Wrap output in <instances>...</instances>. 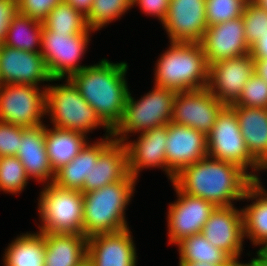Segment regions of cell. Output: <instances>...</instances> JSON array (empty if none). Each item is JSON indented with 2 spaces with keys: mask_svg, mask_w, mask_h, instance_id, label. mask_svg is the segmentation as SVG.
<instances>
[{
  "mask_svg": "<svg viewBox=\"0 0 267 266\" xmlns=\"http://www.w3.org/2000/svg\"><path fill=\"white\" fill-rule=\"evenodd\" d=\"M252 173L234 163L206 156L182 169L172 184L181 192L200 197L216 207L232 206L235 200H243L254 182Z\"/></svg>",
  "mask_w": 267,
  "mask_h": 266,
  "instance_id": "6da1fadb",
  "label": "cell"
},
{
  "mask_svg": "<svg viewBox=\"0 0 267 266\" xmlns=\"http://www.w3.org/2000/svg\"><path fill=\"white\" fill-rule=\"evenodd\" d=\"M127 69L126 62L111 63L102 59L69 78L111 130L121 121L128 97Z\"/></svg>",
  "mask_w": 267,
  "mask_h": 266,
  "instance_id": "7a4b0ae2",
  "label": "cell"
},
{
  "mask_svg": "<svg viewBox=\"0 0 267 266\" xmlns=\"http://www.w3.org/2000/svg\"><path fill=\"white\" fill-rule=\"evenodd\" d=\"M130 173L121 181L83 193V235L115 233L128 229L125 210L135 191Z\"/></svg>",
  "mask_w": 267,
  "mask_h": 266,
  "instance_id": "3957f363",
  "label": "cell"
},
{
  "mask_svg": "<svg viewBox=\"0 0 267 266\" xmlns=\"http://www.w3.org/2000/svg\"><path fill=\"white\" fill-rule=\"evenodd\" d=\"M155 68V86L175 92L207 87L209 65L200 43L170 42Z\"/></svg>",
  "mask_w": 267,
  "mask_h": 266,
  "instance_id": "277c9868",
  "label": "cell"
},
{
  "mask_svg": "<svg viewBox=\"0 0 267 266\" xmlns=\"http://www.w3.org/2000/svg\"><path fill=\"white\" fill-rule=\"evenodd\" d=\"M65 84L46 86V114L50 115L53 127L81 132L85 135L99 126L112 136V130L102 121L96 111L85 101L74 84L66 79Z\"/></svg>",
  "mask_w": 267,
  "mask_h": 266,
  "instance_id": "5b68a950",
  "label": "cell"
},
{
  "mask_svg": "<svg viewBox=\"0 0 267 266\" xmlns=\"http://www.w3.org/2000/svg\"><path fill=\"white\" fill-rule=\"evenodd\" d=\"M153 87L137 101L129 90L122 119L112 130L115 141L124 143L128 141L129 133H143L171 122L177 92L155 85Z\"/></svg>",
  "mask_w": 267,
  "mask_h": 266,
  "instance_id": "8992f818",
  "label": "cell"
},
{
  "mask_svg": "<svg viewBox=\"0 0 267 266\" xmlns=\"http://www.w3.org/2000/svg\"><path fill=\"white\" fill-rule=\"evenodd\" d=\"M38 199L39 232L83 234V193L46 184Z\"/></svg>",
  "mask_w": 267,
  "mask_h": 266,
  "instance_id": "52a82bcc",
  "label": "cell"
},
{
  "mask_svg": "<svg viewBox=\"0 0 267 266\" xmlns=\"http://www.w3.org/2000/svg\"><path fill=\"white\" fill-rule=\"evenodd\" d=\"M207 137V156L231 162L247 173L252 168L255 179L260 164L250 155L240 131L237 115L231 106H225L217 116L214 127Z\"/></svg>",
  "mask_w": 267,
  "mask_h": 266,
  "instance_id": "ba28073f",
  "label": "cell"
},
{
  "mask_svg": "<svg viewBox=\"0 0 267 266\" xmlns=\"http://www.w3.org/2000/svg\"><path fill=\"white\" fill-rule=\"evenodd\" d=\"M46 87L3 84L0 87V121L25 128L43 124L46 115Z\"/></svg>",
  "mask_w": 267,
  "mask_h": 266,
  "instance_id": "9c48e42d",
  "label": "cell"
},
{
  "mask_svg": "<svg viewBox=\"0 0 267 266\" xmlns=\"http://www.w3.org/2000/svg\"><path fill=\"white\" fill-rule=\"evenodd\" d=\"M89 35L55 33L42 26L41 55L52 79H69L86 65H79L84 56Z\"/></svg>",
  "mask_w": 267,
  "mask_h": 266,
  "instance_id": "30bf717a",
  "label": "cell"
},
{
  "mask_svg": "<svg viewBox=\"0 0 267 266\" xmlns=\"http://www.w3.org/2000/svg\"><path fill=\"white\" fill-rule=\"evenodd\" d=\"M224 107L207 88L177 92L171 122L192 127L207 136Z\"/></svg>",
  "mask_w": 267,
  "mask_h": 266,
  "instance_id": "8fae6325",
  "label": "cell"
},
{
  "mask_svg": "<svg viewBox=\"0 0 267 266\" xmlns=\"http://www.w3.org/2000/svg\"><path fill=\"white\" fill-rule=\"evenodd\" d=\"M254 73V59L245 56L217 61L209 66L207 89L225 106L234 105Z\"/></svg>",
  "mask_w": 267,
  "mask_h": 266,
  "instance_id": "7c38bea8",
  "label": "cell"
},
{
  "mask_svg": "<svg viewBox=\"0 0 267 266\" xmlns=\"http://www.w3.org/2000/svg\"><path fill=\"white\" fill-rule=\"evenodd\" d=\"M177 201L168 207L169 244H177L184 238L201 233L204 224L216 206L200 197L181 192L174 184Z\"/></svg>",
  "mask_w": 267,
  "mask_h": 266,
  "instance_id": "4fadbf2b",
  "label": "cell"
},
{
  "mask_svg": "<svg viewBox=\"0 0 267 266\" xmlns=\"http://www.w3.org/2000/svg\"><path fill=\"white\" fill-rule=\"evenodd\" d=\"M166 173L170 182L185 167L207 156V137L192 127L167 124Z\"/></svg>",
  "mask_w": 267,
  "mask_h": 266,
  "instance_id": "5bb4252c",
  "label": "cell"
},
{
  "mask_svg": "<svg viewBox=\"0 0 267 266\" xmlns=\"http://www.w3.org/2000/svg\"><path fill=\"white\" fill-rule=\"evenodd\" d=\"M206 0H170L166 19L162 22L169 42L200 43L208 24Z\"/></svg>",
  "mask_w": 267,
  "mask_h": 266,
  "instance_id": "9a60e30c",
  "label": "cell"
},
{
  "mask_svg": "<svg viewBox=\"0 0 267 266\" xmlns=\"http://www.w3.org/2000/svg\"><path fill=\"white\" fill-rule=\"evenodd\" d=\"M201 233L210 244L240 263L242 242L245 238L242 209L238 210L234 205L216 207L204 224Z\"/></svg>",
  "mask_w": 267,
  "mask_h": 266,
  "instance_id": "2e32d148",
  "label": "cell"
},
{
  "mask_svg": "<svg viewBox=\"0 0 267 266\" xmlns=\"http://www.w3.org/2000/svg\"><path fill=\"white\" fill-rule=\"evenodd\" d=\"M0 75L3 84L37 86L41 82L59 81L49 75L41 52H28L0 46Z\"/></svg>",
  "mask_w": 267,
  "mask_h": 266,
  "instance_id": "e0dca14e",
  "label": "cell"
},
{
  "mask_svg": "<svg viewBox=\"0 0 267 266\" xmlns=\"http://www.w3.org/2000/svg\"><path fill=\"white\" fill-rule=\"evenodd\" d=\"M200 44L209 66L220 60L245 56L250 52L242 16L208 26Z\"/></svg>",
  "mask_w": 267,
  "mask_h": 266,
  "instance_id": "ac0fdd59",
  "label": "cell"
},
{
  "mask_svg": "<svg viewBox=\"0 0 267 266\" xmlns=\"http://www.w3.org/2000/svg\"><path fill=\"white\" fill-rule=\"evenodd\" d=\"M136 254L129 228L88 237L87 261L92 266H136Z\"/></svg>",
  "mask_w": 267,
  "mask_h": 266,
  "instance_id": "d6986e66",
  "label": "cell"
},
{
  "mask_svg": "<svg viewBox=\"0 0 267 266\" xmlns=\"http://www.w3.org/2000/svg\"><path fill=\"white\" fill-rule=\"evenodd\" d=\"M167 124L140 133L137 141L124 142L128 152V171L136 180L143 168H163L166 173ZM142 168V169H141Z\"/></svg>",
  "mask_w": 267,
  "mask_h": 266,
  "instance_id": "ffe728a7",
  "label": "cell"
},
{
  "mask_svg": "<svg viewBox=\"0 0 267 266\" xmlns=\"http://www.w3.org/2000/svg\"><path fill=\"white\" fill-rule=\"evenodd\" d=\"M46 125L26 128L22 134L20 149L16 157L21 161L29 179L53 183V171L45 145Z\"/></svg>",
  "mask_w": 267,
  "mask_h": 266,
  "instance_id": "44dd1931",
  "label": "cell"
},
{
  "mask_svg": "<svg viewBox=\"0 0 267 266\" xmlns=\"http://www.w3.org/2000/svg\"><path fill=\"white\" fill-rule=\"evenodd\" d=\"M129 174L128 152L125 143L113 140L98 156L86 177L82 193L94 191L123 180Z\"/></svg>",
  "mask_w": 267,
  "mask_h": 266,
  "instance_id": "7402d4cb",
  "label": "cell"
},
{
  "mask_svg": "<svg viewBox=\"0 0 267 266\" xmlns=\"http://www.w3.org/2000/svg\"><path fill=\"white\" fill-rule=\"evenodd\" d=\"M101 141L86 145L77 156L55 172L53 184L62 189L81 191L86 177H90L92 166L96 165L99 154L114 140L106 136Z\"/></svg>",
  "mask_w": 267,
  "mask_h": 266,
  "instance_id": "603a6c76",
  "label": "cell"
},
{
  "mask_svg": "<svg viewBox=\"0 0 267 266\" xmlns=\"http://www.w3.org/2000/svg\"><path fill=\"white\" fill-rule=\"evenodd\" d=\"M40 233L45 239V266H81L87 260V236Z\"/></svg>",
  "mask_w": 267,
  "mask_h": 266,
  "instance_id": "cb8c5ba5",
  "label": "cell"
},
{
  "mask_svg": "<svg viewBox=\"0 0 267 266\" xmlns=\"http://www.w3.org/2000/svg\"><path fill=\"white\" fill-rule=\"evenodd\" d=\"M231 107L250 155L261 164L267 157V108Z\"/></svg>",
  "mask_w": 267,
  "mask_h": 266,
  "instance_id": "d4e9b609",
  "label": "cell"
},
{
  "mask_svg": "<svg viewBox=\"0 0 267 266\" xmlns=\"http://www.w3.org/2000/svg\"><path fill=\"white\" fill-rule=\"evenodd\" d=\"M254 199L252 204L242 209L244 237L253 245H262L257 253L267 245V190L262 187L257 175L247 189L243 200Z\"/></svg>",
  "mask_w": 267,
  "mask_h": 266,
  "instance_id": "484cf974",
  "label": "cell"
},
{
  "mask_svg": "<svg viewBox=\"0 0 267 266\" xmlns=\"http://www.w3.org/2000/svg\"><path fill=\"white\" fill-rule=\"evenodd\" d=\"M81 132L60 128H46L45 145L54 172L72 161L87 143Z\"/></svg>",
  "mask_w": 267,
  "mask_h": 266,
  "instance_id": "4316f807",
  "label": "cell"
},
{
  "mask_svg": "<svg viewBox=\"0 0 267 266\" xmlns=\"http://www.w3.org/2000/svg\"><path fill=\"white\" fill-rule=\"evenodd\" d=\"M6 250L4 266H45V239L39 231L18 236Z\"/></svg>",
  "mask_w": 267,
  "mask_h": 266,
  "instance_id": "83f0119b",
  "label": "cell"
},
{
  "mask_svg": "<svg viewBox=\"0 0 267 266\" xmlns=\"http://www.w3.org/2000/svg\"><path fill=\"white\" fill-rule=\"evenodd\" d=\"M179 248V260L189 262H204L215 265H240L234 261L226 252L213 246L198 233L182 239L176 244Z\"/></svg>",
  "mask_w": 267,
  "mask_h": 266,
  "instance_id": "f1b7e54d",
  "label": "cell"
},
{
  "mask_svg": "<svg viewBox=\"0 0 267 266\" xmlns=\"http://www.w3.org/2000/svg\"><path fill=\"white\" fill-rule=\"evenodd\" d=\"M42 26L41 21L18 11L10 22L4 45L28 52H41Z\"/></svg>",
  "mask_w": 267,
  "mask_h": 266,
  "instance_id": "f546056e",
  "label": "cell"
},
{
  "mask_svg": "<svg viewBox=\"0 0 267 266\" xmlns=\"http://www.w3.org/2000/svg\"><path fill=\"white\" fill-rule=\"evenodd\" d=\"M43 27L55 33L90 35L86 17L65 1L54 6L42 21Z\"/></svg>",
  "mask_w": 267,
  "mask_h": 266,
  "instance_id": "4dcf8cb0",
  "label": "cell"
},
{
  "mask_svg": "<svg viewBox=\"0 0 267 266\" xmlns=\"http://www.w3.org/2000/svg\"><path fill=\"white\" fill-rule=\"evenodd\" d=\"M131 7L132 0H93L86 16L87 24L92 31H97L109 22L119 19Z\"/></svg>",
  "mask_w": 267,
  "mask_h": 266,
  "instance_id": "1f68e13d",
  "label": "cell"
},
{
  "mask_svg": "<svg viewBox=\"0 0 267 266\" xmlns=\"http://www.w3.org/2000/svg\"><path fill=\"white\" fill-rule=\"evenodd\" d=\"M29 178L16 156L0 157V191L17 194L26 187Z\"/></svg>",
  "mask_w": 267,
  "mask_h": 266,
  "instance_id": "d6a6232c",
  "label": "cell"
},
{
  "mask_svg": "<svg viewBox=\"0 0 267 266\" xmlns=\"http://www.w3.org/2000/svg\"><path fill=\"white\" fill-rule=\"evenodd\" d=\"M248 0H206L205 11L208 26L241 17Z\"/></svg>",
  "mask_w": 267,
  "mask_h": 266,
  "instance_id": "836d02e7",
  "label": "cell"
},
{
  "mask_svg": "<svg viewBox=\"0 0 267 266\" xmlns=\"http://www.w3.org/2000/svg\"><path fill=\"white\" fill-rule=\"evenodd\" d=\"M245 39L251 47L262 35L267 33V11L248 0L243 10Z\"/></svg>",
  "mask_w": 267,
  "mask_h": 266,
  "instance_id": "e575fe53",
  "label": "cell"
},
{
  "mask_svg": "<svg viewBox=\"0 0 267 266\" xmlns=\"http://www.w3.org/2000/svg\"><path fill=\"white\" fill-rule=\"evenodd\" d=\"M231 106L267 108V81L254 72L245 83L238 101Z\"/></svg>",
  "mask_w": 267,
  "mask_h": 266,
  "instance_id": "d590c367",
  "label": "cell"
},
{
  "mask_svg": "<svg viewBox=\"0 0 267 266\" xmlns=\"http://www.w3.org/2000/svg\"><path fill=\"white\" fill-rule=\"evenodd\" d=\"M26 128L0 121V157L16 156Z\"/></svg>",
  "mask_w": 267,
  "mask_h": 266,
  "instance_id": "8d00e7d4",
  "label": "cell"
},
{
  "mask_svg": "<svg viewBox=\"0 0 267 266\" xmlns=\"http://www.w3.org/2000/svg\"><path fill=\"white\" fill-rule=\"evenodd\" d=\"M64 0H17L18 11L30 18L43 21L50 10Z\"/></svg>",
  "mask_w": 267,
  "mask_h": 266,
  "instance_id": "74e56055",
  "label": "cell"
},
{
  "mask_svg": "<svg viewBox=\"0 0 267 266\" xmlns=\"http://www.w3.org/2000/svg\"><path fill=\"white\" fill-rule=\"evenodd\" d=\"M17 13V0H0V46L4 44L10 22Z\"/></svg>",
  "mask_w": 267,
  "mask_h": 266,
  "instance_id": "f35d334b",
  "label": "cell"
},
{
  "mask_svg": "<svg viewBox=\"0 0 267 266\" xmlns=\"http://www.w3.org/2000/svg\"><path fill=\"white\" fill-rule=\"evenodd\" d=\"M170 0H132V6H140L144 14L156 16L162 23L166 19Z\"/></svg>",
  "mask_w": 267,
  "mask_h": 266,
  "instance_id": "ab89813d",
  "label": "cell"
},
{
  "mask_svg": "<svg viewBox=\"0 0 267 266\" xmlns=\"http://www.w3.org/2000/svg\"><path fill=\"white\" fill-rule=\"evenodd\" d=\"M249 54L254 60L267 59V33L250 47Z\"/></svg>",
  "mask_w": 267,
  "mask_h": 266,
  "instance_id": "60d3db41",
  "label": "cell"
},
{
  "mask_svg": "<svg viewBox=\"0 0 267 266\" xmlns=\"http://www.w3.org/2000/svg\"><path fill=\"white\" fill-rule=\"evenodd\" d=\"M64 1L70 4L76 10H78L85 17L88 15L93 3V0H64Z\"/></svg>",
  "mask_w": 267,
  "mask_h": 266,
  "instance_id": "b9f144b4",
  "label": "cell"
},
{
  "mask_svg": "<svg viewBox=\"0 0 267 266\" xmlns=\"http://www.w3.org/2000/svg\"><path fill=\"white\" fill-rule=\"evenodd\" d=\"M254 72L267 81V59L254 60Z\"/></svg>",
  "mask_w": 267,
  "mask_h": 266,
  "instance_id": "7bdbcfd3",
  "label": "cell"
},
{
  "mask_svg": "<svg viewBox=\"0 0 267 266\" xmlns=\"http://www.w3.org/2000/svg\"><path fill=\"white\" fill-rule=\"evenodd\" d=\"M179 266H240V265H215L204 262L179 261Z\"/></svg>",
  "mask_w": 267,
  "mask_h": 266,
  "instance_id": "ee69618b",
  "label": "cell"
},
{
  "mask_svg": "<svg viewBox=\"0 0 267 266\" xmlns=\"http://www.w3.org/2000/svg\"><path fill=\"white\" fill-rule=\"evenodd\" d=\"M240 266H267V264L257 256L252 258L249 263H241Z\"/></svg>",
  "mask_w": 267,
  "mask_h": 266,
  "instance_id": "f6af8a7d",
  "label": "cell"
},
{
  "mask_svg": "<svg viewBox=\"0 0 267 266\" xmlns=\"http://www.w3.org/2000/svg\"><path fill=\"white\" fill-rule=\"evenodd\" d=\"M256 256H258L267 264V245L263 249H261Z\"/></svg>",
  "mask_w": 267,
  "mask_h": 266,
  "instance_id": "bcb514c9",
  "label": "cell"
},
{
  "mask_svg": "<svg viewBox=\"0 0 267 266\" xmlns=\"http://www.w3.org/2000/svg\"><path fill=\"white\" fill-rule=\"evenodd\" d=\"M254 4L267 11V0H251Z\"/></svg>",
  "mask_w": 267,
  "mask_h": 266,
  "instance_id": "7dc6e473",
  "label": "cell"
},
{
  "mask_svg": "<svg viewBox=\"0 0 267 266\" xmlns=\"http://www.w3.org/2000/svg\"><path fill=\"white\" fill-rule=\"evenodd\" d=\"M267 169V157L261 162L259 171L266 170Z\"/></svg>",
  "mask_w": 267,
  "mask_h": 266,
  "instance_id": "c3c4849f",
  "label": "cell"
},
{
  "mask_svg": "<svg viewBox=\"0 0 267 266\" xmlns=\"http://www.w3.org/2000/svg\"><path fill=\"white\" fill-rule=\"evenodd\" d=\"M81 266H92L87 260Z\"/></svg>",
  "mask_w": 267,
  "mask_h": 266,
  "instance_id": "681fc988",
  "label": "cell"
},
{
  "mask_svg": "<svg viewBox=\"0 0 267 266\" xmlns=\"http://www.w3.org/2000/svg\"><path fill=\"white\" fill-rule=\"evenodd\" d=\"M2 86V82H1V75H0V87Z\"/></svg>",
  "mask_w": 267,
  "mask_h": 266,
  "instance_id": "f907efd6",
  "label": "cell"
}]
</instances>
